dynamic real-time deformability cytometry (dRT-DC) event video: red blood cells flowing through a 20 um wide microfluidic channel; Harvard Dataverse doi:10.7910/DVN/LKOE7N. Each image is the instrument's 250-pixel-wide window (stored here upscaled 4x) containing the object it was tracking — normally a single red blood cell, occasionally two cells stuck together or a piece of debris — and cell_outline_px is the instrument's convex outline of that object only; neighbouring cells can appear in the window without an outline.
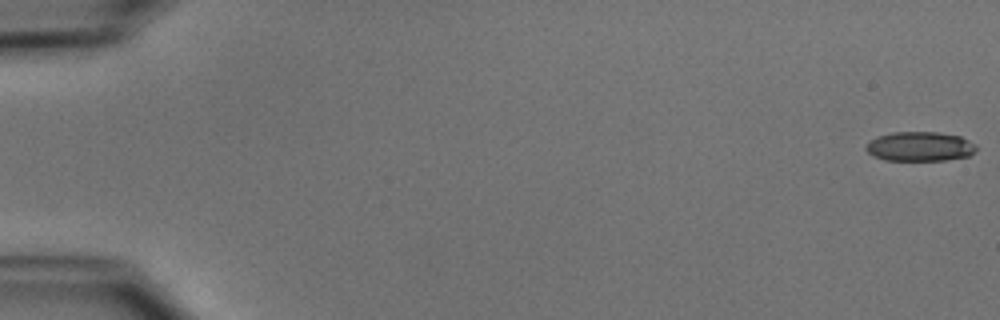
{"species": "common noctule bat (a hibernating species)", "species_latin": "Nyctalus noctula", "temperature_condition": "cold", "stored_images_in_passage": 52, "camera_frame_rate_fps": 3000, "um_per_image_px": 0.085, "animal": {"sex": "male", "body_mass_g": 15.6}, "frame": {"image": 1, "passage_image": 1, "time_ms": 0.0, "image_size_px": [1000, 320], "cell_outline_px": [[976, 148], [968, 156], [944, 160], [884, 160], [872, 156], [864, 148], [864, 144], [868, 140], [876, 136], [892, 132], [940, 132], [960, 136], [976, 144]], "centroid_in_image_um": [78.11, 12.44], "position_along_channel_um": 6.9, "area_um2": 19.13}}
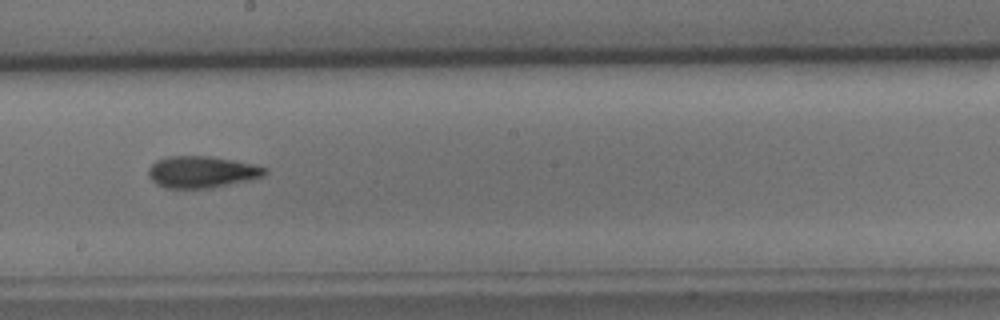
{"frame": {"image": 2, "passage_image": 30, "time_ms": 9.667, "image_size_px": [1000, 320], "cell_outline_px": [[268, 172], [264, 176], [248, 180], [212, 188], [164, 188], [156, 184], [148, 176], [148, 168], [156, 160], [168, 156], [208, 156], [232, 160], [252, 164], [268, 168]], "centroid_in_image_um": [17.13, 14.62], "position_along_channel_um": 231.1, "area_um2": 21.56}}
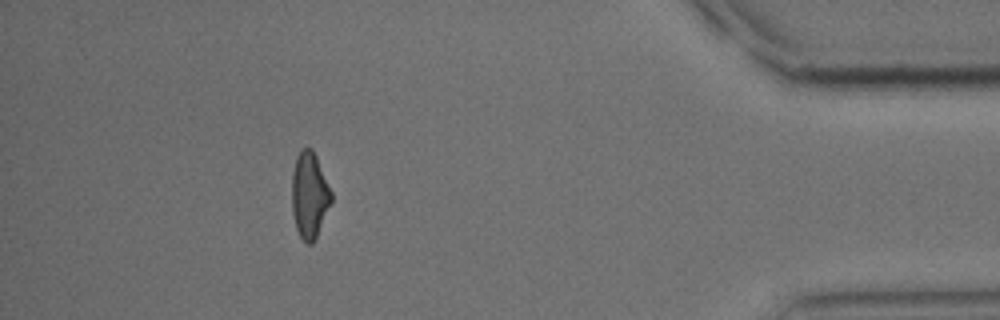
{"frame": {"image": 3, "passage_image": 47, "time_ms": 15.333, "image_size_px": [1000, 320], "cell_outline_px": [[332, 200], [316, 236], [312, 244], [308, 244], [300, 236], [296, 228], [292, 212], [292, 172], [296, 156], [300, 148], [312, 148], [316, 156], [332, 192]], "centroid_in_image_um": [26.29, 16.55], "position_along_channel_um": 408.9, "area_um2": 19.65}, "authors_computed_cell_mechanics": {"area_um2": 20.4034, "velocity_mm_per_s": 3.9554, "shape_relaxation_time_tau1_ms": 5.4801, "shape_relaxation_time_tau2_ms": 3.1437, "deformation_change_tau1": 0.1516, "deformation_change_tau2": 0.1092}}